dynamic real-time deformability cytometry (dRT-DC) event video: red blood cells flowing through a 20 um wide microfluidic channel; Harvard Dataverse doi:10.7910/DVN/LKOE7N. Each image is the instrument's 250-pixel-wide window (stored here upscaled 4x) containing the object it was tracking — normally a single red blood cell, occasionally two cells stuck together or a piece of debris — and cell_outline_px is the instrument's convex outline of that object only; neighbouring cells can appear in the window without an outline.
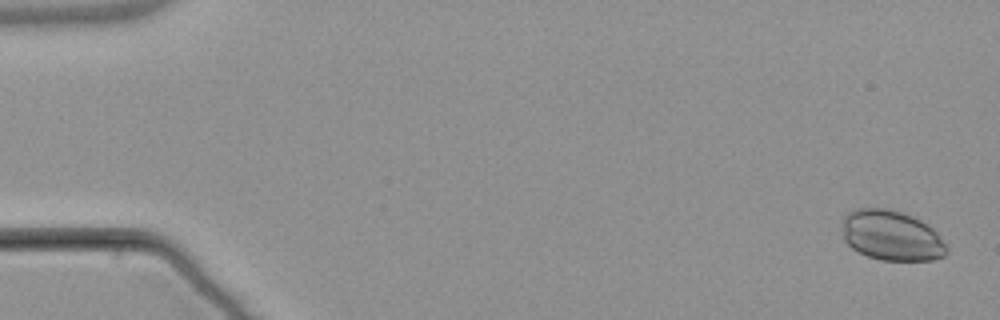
{"species": "common noctule bat (a hibernating species)", "species_latin": "Nyctalus noctula", "temperature_condition": "warm", "stored_images_in_passage": 4, "camera_frame_rate_fps": 3000, "um_per_image_px": 0.085, "animal": {"sex": "male", "body_mass_g": 21.5, "forearm_length_mm": 52.0}, "frame": {"image": 1, "passage_image": 1, "time_ms": 0.0, "image_size_px": [1000, 320], "cell_outline_px": [[948, 252], [944, 256], [932, 260], [880, 260], [868, 256], [852, 248], [844, 240], [844, 216], [848, 212], [856, 208], [888, 208], [912, 216], [920, 220], [932, 228], [936, 232], [948, 248]], "centroid_in_image_um": [75.79, 20.02], "position_along_channel_um": 9.2, "area_um2": 30.35}}
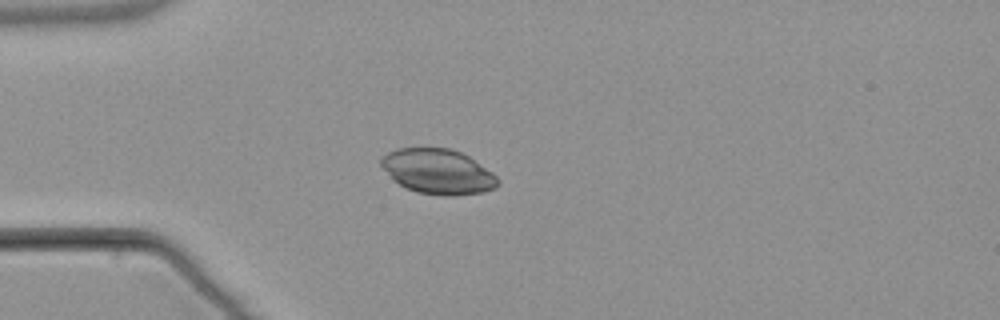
{"frame": {"image": 2, "passage_image": 4, "time_ms": 4.667, "image_size_px": [1000, 320], "cell_outline_px": [[500, 184], [496, 188], [484, 192], [456, 196], [444, 196], [416, 192], [404, 188], [392, 180], [380, 164], [380, 156], [396, 148], [448, 148], [460, 152], [468, 156], [492, 172], [500, 180]], "centroid_in_image_um": [37.21, 14.6], "position_along_channel_um": 47.8, "area_um2": 30.98}}